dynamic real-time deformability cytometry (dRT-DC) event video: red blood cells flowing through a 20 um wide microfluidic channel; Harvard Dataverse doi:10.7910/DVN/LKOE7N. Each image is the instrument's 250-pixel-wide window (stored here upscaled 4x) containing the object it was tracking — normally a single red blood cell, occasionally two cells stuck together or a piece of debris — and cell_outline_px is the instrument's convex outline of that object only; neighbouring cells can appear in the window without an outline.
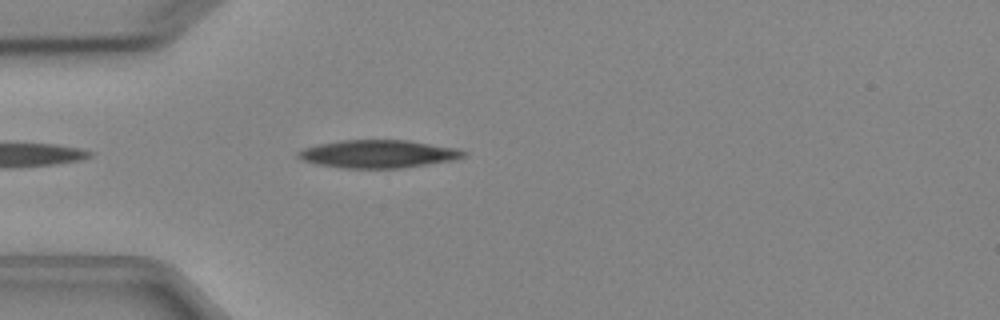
{"species": "Egyptian fruit bat (a non-hibernating species)", "species_latin": "Rousettus aegyptiacus", "temperature_condition": "cold", "stored_images_in_passage": 3, "camera_frame_rate_fps": 3000, "um_per_image_px": 0.085, "animal": {"sex": "female"}, "frame": {"image": 1, "passage_image": 3, "time_ms": 3.0, "image_size_px": [1000, 320], "cell_outline_px": [[468, 156], [452, 160], [400, 168], [340, 168], [320, 164], [304, 160], [296, 156], [296, 152], [304, 148], [316, 144], [340, 140], [408, 140], [460, 148], [468, 152]], "centroid_in_image_um": [32.19, 13.07], "position_along_channel_um": 52.8, "area_um2": 27.05}}